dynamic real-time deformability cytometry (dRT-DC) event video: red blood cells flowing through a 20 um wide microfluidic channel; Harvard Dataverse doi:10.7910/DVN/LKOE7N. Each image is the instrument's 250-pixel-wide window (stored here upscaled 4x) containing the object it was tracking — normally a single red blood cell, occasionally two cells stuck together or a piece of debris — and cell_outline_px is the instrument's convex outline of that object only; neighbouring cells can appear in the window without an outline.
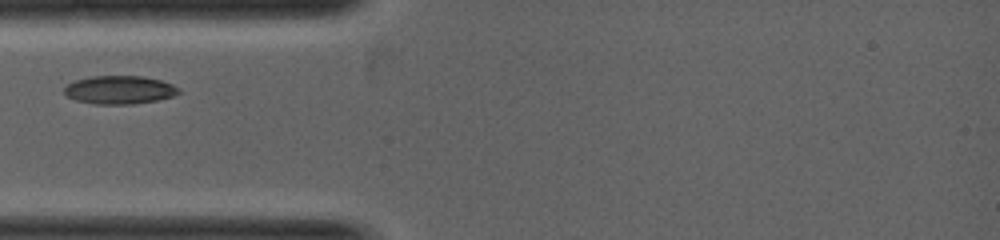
{"species": "common noctule bat (a hibernating species)", "species_latin": "Nyctalus noctula", "temperature_condition": "warm", "stored_images_in_passage": 1, "camera_frame_rate_fps": 5000, "um_per_image_px": 0.085, "animal": {"sex": "female", "body_mass_g": 19.0, "forearm_length_mm": 53.3}, "frame": {"image": 1, "passage_image": 1, "time_ms": 0.0, "image_size_px": [1000, 240], "cell_outline_px": [[180, 92], [172, 96], [156, 100], [132, 104], [92, 104], [76, 100], [68, 96], [64, 92], [64, 88], [68, 84], [76, 80], [92, 76], [144, 76], [160, 80], [172, 84], [180, 88]], "centroid_in_image_um": [10.16, 7.63], "position_along_channel_um": 74.8, "area_um2": 18.79}}